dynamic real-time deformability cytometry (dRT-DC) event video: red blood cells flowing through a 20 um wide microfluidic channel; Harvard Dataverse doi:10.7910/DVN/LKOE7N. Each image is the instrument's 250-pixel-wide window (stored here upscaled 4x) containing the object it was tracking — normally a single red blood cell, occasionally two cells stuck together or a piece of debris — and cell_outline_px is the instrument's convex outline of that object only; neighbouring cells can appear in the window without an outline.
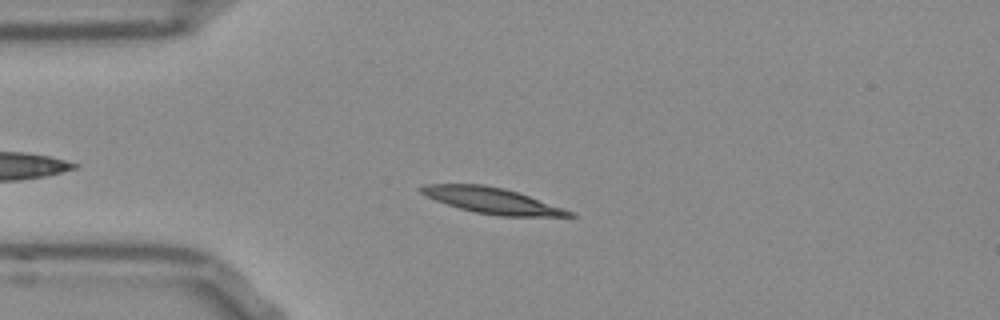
{"species": "Egyptian fruit bat (a non-hibernating species)", "species_latin": "Rousettus aegyptiacus", "temperature_condition": "room temperature", "stored_images_in_passage": 36, "camera_frame_rate_fps": 3000, "um_per_image_px": 0.085, "frame": {"image": 1, "passage_image": 7, "time_ms": 2.0, "image_size_px": [1000, 320], "cell_outline_px": [[576, 216], [500, 216], [476, 212], [460, 208], [436, 200], [420, 192], [416, 188], [424, 184], [484, 184], [504, 188], [576, 212]], "centroid_in_image_um": [41.82, 17.04], "position_along_channel_um": 43.2, "area_um2": 22.08}}
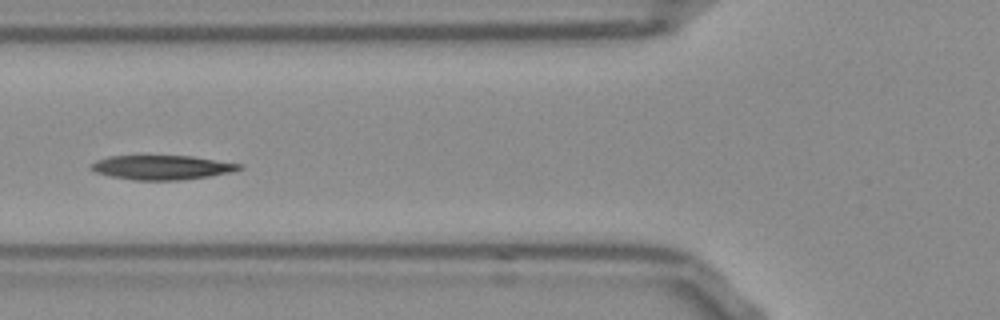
{"frame": {"image": 2, "passage_image": 14, "time_ms": 4.333, "image_size_px": [1000, 320], "cell_outline_px": [[244, 168], [232, 172], [208, 176], [180, 180], [132, 180], [108, 176], [96, 172], [88, 168], [96, 160], [108, 156], [192, 156], [244, 164]], "centroid_in_image_um": [13.77, 14.23], "position_along_channel_um": 112.0, "area_um2": 21.15}}
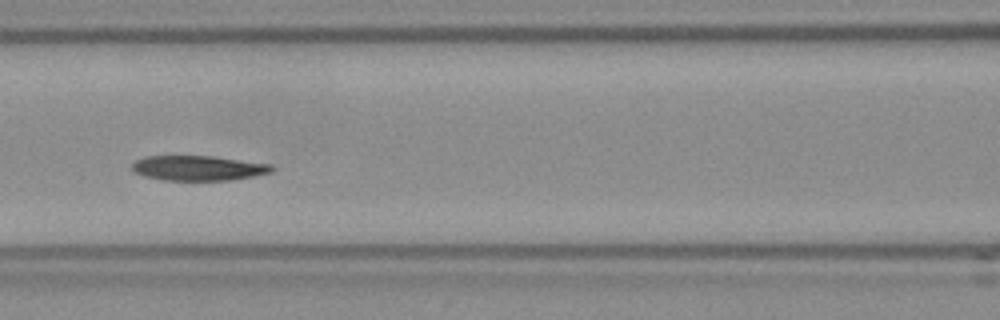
{"frame": {"image": 3, "passage_image": 17, "time_ms": 5.333, "image_size_px": [1000, 320], "cell_outline_px": [[276, 168], [272, 172], [232, 180], [164, 180], [144, 176], [132, 172], [132, 164], [136, 160], [144, 156], [212, 156], [272, 164]], "centroid_in_image_um": [16.85, 14.28], "position_along_channel_um": 149.7, "area_um2": 20.4}, "authors_computed_cell_mechanics": {"area_um2": 21.4727, "velocity_mm_per_s": 3.7489, "shape_relaxation_time_tau1_ms": 9.5247, "shape_relaxation_time_tau2_ms": null, "deformation_change_tau1": 0.2004, "deformation_change_tau2": null}}